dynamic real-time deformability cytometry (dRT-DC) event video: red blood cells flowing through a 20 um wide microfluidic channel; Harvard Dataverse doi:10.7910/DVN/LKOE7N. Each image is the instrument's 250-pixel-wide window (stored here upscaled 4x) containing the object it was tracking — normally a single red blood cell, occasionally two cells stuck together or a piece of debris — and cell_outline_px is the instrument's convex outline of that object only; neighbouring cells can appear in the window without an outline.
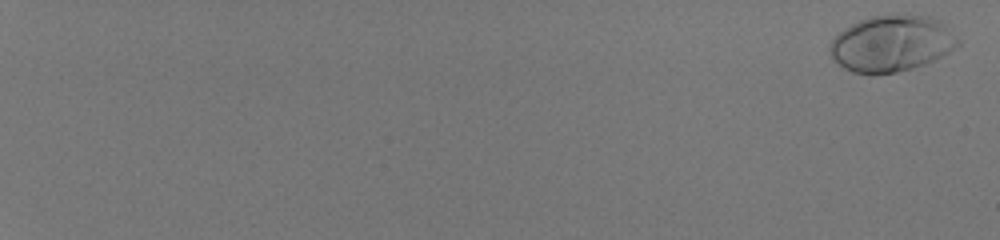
{"species": "human", "species_latin": "Homo sapiens", "temperature_condition": "room temperature", "stored_images_in_passage": 57, "camera_frame_rate_fps": 3000, "um_per_image_px": 0.085, "donor": {"sex": "male"}, "frame": {"image": 1, "passage_image": 2, "time_ms": 0.333, "image_size_px": [1000, 240], "cell_outline_px": [[960, 44], [956, 48], [924, 64], [912, 68], [896, 72], [872, 76], [852, 72], [844, 68], [832, 60], [828, 52], [828, 48], [832, 40], [844, 28], [860, 20], [872, 16], [892, 12], [928, 16], [940, 20], [960, 40]], "centroid_in_image_um": [75.75, 3.69], "position_along_channel_um": 9.2, "area_um2": 42.71}}
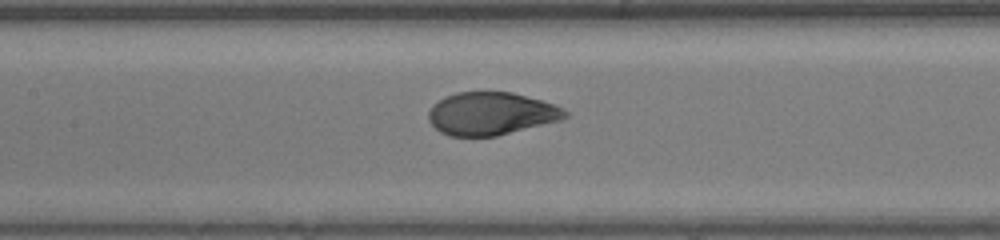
{"frame": {"image": 2, "passage_image": 34, "time_ms": 11.0, "image_size_px": [1000, 240], "cell_outline_px": [[568, 116], [560, 120], [496, 136], [448, 136], [440, 132], [428, 120], [428, 112], [432, 104], [444, 96], [456, 92], [512, 92], [556, 104], [564, 108], [568, 112]], "centroid_in_image_um": [41.73, 9.65], "position_along_channel_um": 165.7, "area_um2": 34.22}}
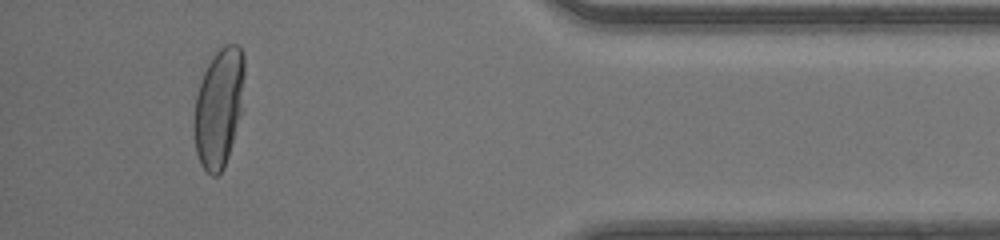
{"frame": {"image": 3, "passage_image": 54, "time_ms": 17.667, "image_size_px": [1000, 240], "cell_outline_px": [[244, 108], [224, 168], [216, 176], [212, 176], [200, 164], [196, 152], [196, 96], [200, 80], [212, 56], [224, 44], [240, 44], [244, 56]], "centroid_in_image_um": [18.67, 9.1], "position_along_channel_um": 416.5, "area_um2": 34.97}, "authors_computed_cell_mechanics": {"area_um2": 35.8938, "velocity_mm_per_s": 4.1861, "shape_relaxation_time_tau1_ms": 2.9101, "shape_relaxation_time_tau2_ms": null, "deformation_change_tau1": 0.1988, "deformation_change_tau2": null}}